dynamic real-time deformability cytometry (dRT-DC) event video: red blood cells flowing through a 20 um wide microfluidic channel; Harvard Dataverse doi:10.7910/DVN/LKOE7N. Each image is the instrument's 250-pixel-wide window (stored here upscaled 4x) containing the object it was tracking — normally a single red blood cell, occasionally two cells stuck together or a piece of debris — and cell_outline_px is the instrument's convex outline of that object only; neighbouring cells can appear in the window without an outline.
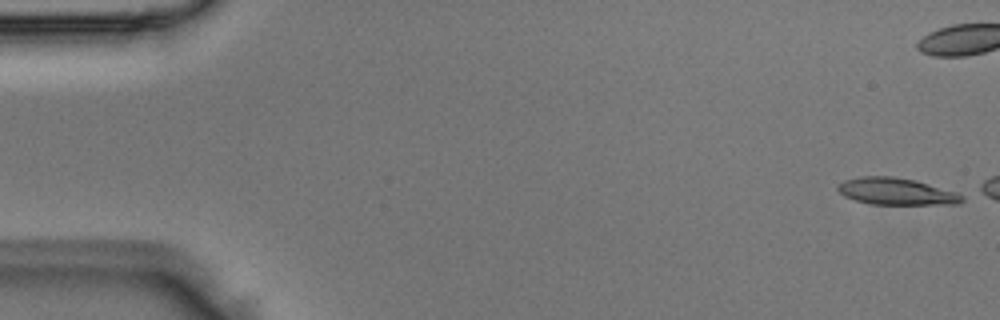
{"species": "Egyptian fruit bat (a non-hibernating species)", "species_latin": "Rousettus aegyptiacus", "temperature_condition": "room temperature", "stored_images_in_passage": 15, "camera_frame_rate_fps": 3000, "um_per_image_px": 0.085, "animal": {"sex": "male"}, "frame": {"image": 1, "passage_image": 1, "time_ms": 0.0, "image_size_px": [1000, 320], "cell_outline_px": [[964, 200], [960, 204], [872, 204], [856, 200], [844, 196], [836, 188], [844, 180], [864, 176], [892, 176], [916, 180], [956, 192], [964, 196]], "centroid_in_image_um": [76.21, 16.27], "position_along_channel_um": 8.8, "area_um2": 19.36}}